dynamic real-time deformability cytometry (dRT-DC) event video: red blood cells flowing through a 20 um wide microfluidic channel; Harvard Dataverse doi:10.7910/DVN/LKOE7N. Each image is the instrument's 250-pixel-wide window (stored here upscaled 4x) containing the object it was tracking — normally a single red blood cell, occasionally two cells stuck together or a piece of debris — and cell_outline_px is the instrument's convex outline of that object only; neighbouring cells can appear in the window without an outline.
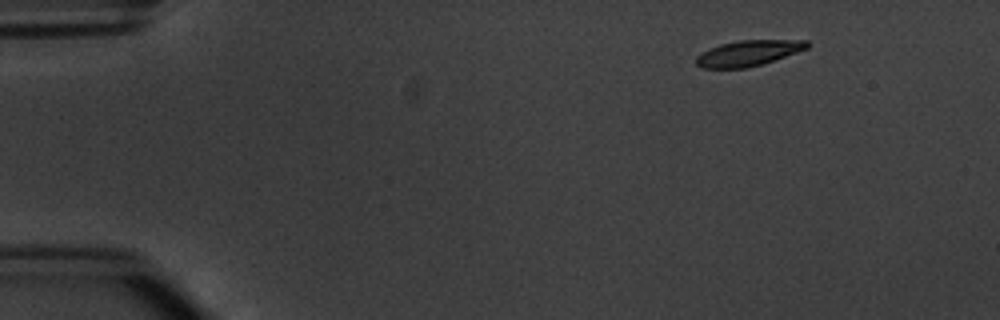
{"species": "common noctule bat (a hibernating species)", "species_latin": "Nyctalus noctula", "temperature_condition": "warm", "stored_images_in_passage": 7, "camera_frame_rate_fps": 3000, "um_per_image_px": 0.085, "animal": {"sex": "male", "body_mass_g": 20.1, "forearm_length_mm": 53.5}, "frame": {"image": 1, "passage_image": 1, "time_ms": 0.0, "image_size_px": [1000, 320], "cell_outline_px": [[812, 44], [808, 48], [760, 64], [744, 68], [704, 68], [696, 64], [696, 56], [700, 52], [708, 48], [720, 44], [740, 40], [808, 40]], "centroid_in_image_um": [63.58, 4.5], "position_along_channel_um": 21.4, "area_um2": 16.47}}
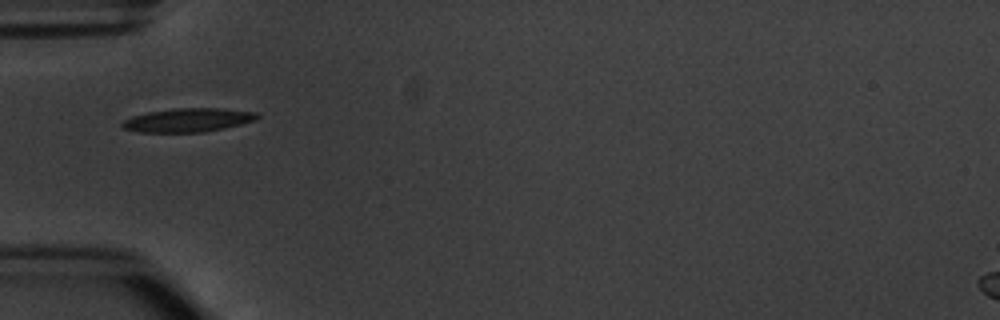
{"frame": {"image": 2, "passage_image": 4, "time_ms": 3.667, "image_size_px": [1000, 320], "cell_outline_px": [[260, 116], [256, 120], [224, 128], [204, 132], [136, 132], [124, 128], [120, 124], [124, 120], [132, 116], [148, 112], [176, 108], [224, 108], [256, 112]], "centroid_in_image_um": [15.99, 10.2], "position_along_channel_um": 69.0, "area_um2": 18.67}}
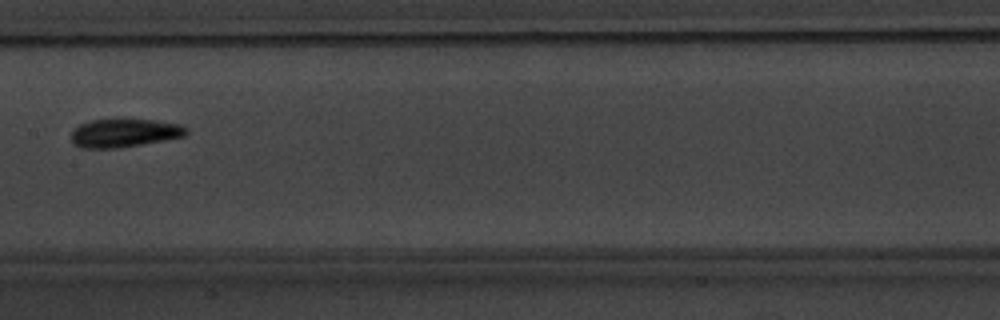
{"frame": {"image": 3, "passage_image": 7, "time_ms": 7.0, "image_size_px": [1000, 320], "cell_outline_px": [[188, 132], [184, 136], [164, 140], [116, 148], [80, 148], [72, 140], [72, 128], [80, 124], [92, 120], [120, 116], [156, 120], [180, 124], [188, 128]], "centroid_in_image_um": [10.56, 11.24], "position_along_channel_um": 196.8, "area_um2": 19.71}}